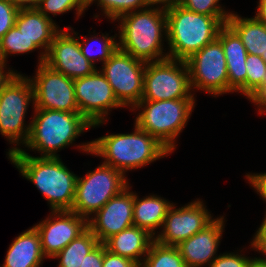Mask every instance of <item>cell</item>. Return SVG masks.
Here are the masks:
<instances>
[{
  "mask_svg": "<svg viewBox=\"0 0 266 267\" xmlns=\"http://www.w3.org/2000/svg\"><path fill=\"white\" fill-rule=\"evenodd\" d=\"M144 258L139 267H188L177 246L162 245L155 240Z\"/></svg>",
  "mask_w": 266,
  "mask_h": 267,
  "instance_id": "484cf974",
  "label": "cell"
},
{
  "mask_svg": "<svg viewBox=\"0 0 266 267\" xmlns=\"http://www.w3.org/2000/svg\"><path fill=\"white\" fill-rule=\"evenodd\" d=\"M252 260L242 255L226 253L216 256L209 267H249Z\"/></svg>",
  "mask_w": 266,
  "mask_h": 267,
  "instance_id": "836d02e7",
  "label": "cell"
},
{
  "mask_svg": "<svg viewBox=\"0 0 266 267\" xmlns=\"http://www.w3.org/2000/svg\"><path fill=\"white\" fill-rule=\"evenodd\" d=\"M259 21L266 24V0H259L257 14L255 16Z\"/></svg>",
  "mask_w": 266,
  "mask_h": 267,
  "instance_id": "b9f144b4",
  "label": "cell"
},
{
  "mask_svg": "<svg viewBox=\"0 0 266 267\" xmlns=\"http://www.w3.org/2000/svg\"><path fill=\"white\" fill-rule=\"evenodd\" d=\"M79 38L71 36L66 30L59 31L53 38L44 63L73 80L92 74L96 70L95 64L82 54Z\"/></svg>",
  "mask_w": 266,
  "mask_h": 267,
  "instance_id": "2e32d148",
  "label": "cell"
},
{
  "mask_svg": "<svg viewBox=\"0 0 266 267\" xmlns=\"http://www.w3.org/2000/svg\"><path fill=\"white\" fill-rule=\"evenodd\" d=\"M19 9L8 0H0V39L15 26Z\"/></svg>",
  "mask_w": 266,
  "mask_h": 267,
  "instance_id": "d6a6232c",
  "label": "cell"
},
{
  "mask_svg": "<svg viewBox=\"0 0 266 267\" xmlns=\"http://www.w3.org/2000/svg\"><path fill=\"white\" fill-rule=\"evenodd\" d=\"M88 0H41L37 9L47 18H51L49 13H65L76 7L77 15L81 16L88 7ZM49 12V13H48Z\"/></svg>",
  "mask_w": 266,
  "mask_h": 267,
  "instance_id": "f546056e",
  "label": "cell"
},
{
  "mask_svg": "<svg viewBox=\"0 0 266 267\" xmlns=\"http://www.w3.org/2000/svg\"><path fill=\"white\" fill-rule=\"evenodd\" d=\"M170 59L186 61L213 42L229 17H213L185 9L177 4L166 10Z\"/></svg>",
  "mask_w": 266,
  "mask_h": 267,
  "instance_id": "3957f363",
  "label": "cell"
},
{
  "mask_svg": "<svg viewBox=\"0 0 266 267\" xmlns=\"http://www.w3.org/2000/svg\"><path fill=\"white\" fill-rule=\"evenodd\" d=\"M194 101V98L140 101L133 109L144 107V110L136 117L135 124L172 152L175 139L191 115Z\"/></svg>",
  "mask_w": 266,
  "mask_h": 267,
  "instance_id": "8992f818",
  "label": "cell"
},
{
  "mask_svg": "<svg viewBox=\"0 0 266 267\" xmlns=\"http://www.w3.org/2000/svg\"><path fill=\"white\" fill-rule=\"evenodd\" d=\"M217 39L222 44L227 62L228 93L239 91L247 97L246 48L228 24L220 28Z\"/></svg>",
  "mask_w": 266,
  "mask_h": 267,
  "instance_id": "d6986e66",
  "label": "cell"
},
{
  "mask_svg": "<svg viewBox=\"0 0 266 267\" xmlns=\"http://www.w3.org/2000/svg\"><path fill=\"white\" fill-rule=\"evenodd\" d=\"M35 227L21 233L10 245L3 267H39L44 259Z\"/></svg>",
  "mask_w": 266,
  "mask_h": 267,
  "instance_id": "7402d4cb",
  "label": "cell"
},
{
  "mask_svg": "<svg viewBox=\"0 0 266 267\" xmlns=\"http://www.w3.org/2000/svg\"><path fill=\"white\" fill-rule=\"evenodd\" d=\"M223 219V217L214 219L204 229L177 245L188 267H201L205 263L210 265L216 258L214 255L224 228Z\"/></svg>",
  "mask_w": 266,
  "mask_h": 267,
  "instance_id": "ac0fdd59",
  "label": "cell"
},
{
  "mask_svg": "<svg viewBox=\"0 0 266 267\" xmlns=\"http://www.w3.org/2000/svg\"><path fill=\"white\" fill-rule=\"evenodd\" d=\"M31 99L34 102L31 81L18 73L0 92V132L14 144L28 140L31 123L25 127L24 116Z\"/></svg>",
  "mask_w": 266,
  "mask_h": 267,
  "instance_id": "9c48e42d",
  "label": "cell"
},
{
  "mask_svg": "<svg viewBox=\"0 0 266 267\" xmlns=\"http://www.w3.org/2000/svg\"><path fill=\"white\" fill-rule=\"evenodd\" d=\"M173 203L166 201L158 196H148L144 199H138L134 194L133 205V224L136 227L147 230L152 236L157 227L163 225L168 210Z\"/></svg>",
  "mask_w": 266,
  "mask_h": 267,
  "instance_id": "cb8c5ba5",
  "label": "cell"
},
{
  "mask_svg": "<svg viewBox=\"0 0 266 267\" xmlns=\"http://www.w3.org/2000/svg\"><path fill=\"white\" fill-rule=\"evenodd\" d=\"M37 48L34 42H30L20 30L14 26L0 39V59L6 62L9 53L23 54Z\"/></svg>",
  "mask_w": 266,
  "mask_h": 267,
  "instance_id": "83f0119b",
  "label": "cell"
},
{
  "mask_svg": "<svg viewBox=\"0 0 266 267\" xmlns=\"http://www.w3.org/2000/svg\"><path fill=\"white\" fill-rule=\"evenodd\" d=\"M124 174L112 166L102 164L86 177L77 178L73 206L70 211L86 220L99 211L112 197L128 186Z\"/></svg>",
  "mask_w": 266,
  "mask_h": 267,
  "instance_id": "52a82bcc",
  "label": "cell"
},
{
  "mask_svg": "<svg viewBox=\"0 0 266 267\" xmlns=\"http://www.w3.org/2000/svg\"><path fill=\"white\" fill-rule=\"evenodd\" d=\"M219 0H180V5L185 9L213 17H229L231 13L220 8Z\"/></svg>",
  "mask_w": 266,
  "mask_h": 267,
  "instance_id": "4dcf8cb0",
  "label": "cell"
},
{
  "mask_svg": "<svg viewBox=\"0 0 266 267\" xmlns=\"http://www.w3.org/2000/svg\"><path fill=\"white\" fill-rule=\"evenodd\" d=\"M15 26L38 48L45 50L40 56V62L45 61L54 36L59 32L51 18L45 17L38 9H19Z\"/></svg>",
  "mask_w": 266,
  "mask_h": 267,
  "instance_id": "ffe728a7",
  "label": "cell"
},
{
  "mask_svg": "<svg viewBox=\"0 0 266 267\" xmlns=\"http://www.w3.org/2000/svg\"><path fill=\"white\" fill-rule=\"evenodd\" d=\"M146 62L136 59L119 48L103 63L100 71L111 85L123 106L134 107L143 94Z\"/></svg>",
  "mask_w": 266,
  "mask_h": 267,
  "instance_id": "30bf717a",
  "label": "cell"
},
{
  "mask_svg": "<svg viewBox=\"0 0 266 267\" xmlns=\"http://www.w3.org/2000/svg\"><path fill=\"white\" fill-rule=\"evenodd\" d=\"M190 90L186 61L167 58L146 63L141 101L194 98Z\"/></svg>",
  "mask_w": 266,
  "mask_h": 267,
  "instance_id": "ba28073f",
  "label": "cell"
},
{
  "mask_svg": "<svg viewBox=\"0 0 266 267\" xmlns=\"http://www.w3.org/2000/svg\"><path fill=\"white\" fill-rule=\"evenodd\" d=\"M95 0H89L88 5ZM97 1V0H96ZM98 5L104 10V14L112 20L118 19L120 16L136 11L137 8L145 9L144 0H98ZM145 7V8H143Z\"/></svg>",
  "mask_w": 266,
  "mask_h": 267,
  "instance_id": "f1b7e54d",
  "label": "cell"
},
{
  "mask_svg": "<svg viewBox=\"0 0 266 267\" xmlns=\"http://www.w3.org/2000/svg\"><path fill=\"white\" fill-rule=\"evenodd\" d=\"M153 241L154 237L147 230L132 226L112 235L104 244L111 253L132 259L140 265L139 258L148 253Z\"/></svg>",
  "mask_w": 266,
  "mask_h": 267,
  "instance_id": "44dd1931",
  "label": "cell"
},
{
  "mask_svg": "<svg viewBox=\"0 0 266 267\" xmlns=\"http://www.w3.org/2000/svg\"><path fill=\"white\" fill-rule=\"evenodd\" d=\"M251 245L253 248L266 255V215L260 228L257 230Z\"/></svg>",
  "mask_w": 266,
  "mask_h": 267,
  "instance_id": "8d00e7d4",
  "label": "cell"
},
{
  "mask_svg": "<svg viewBox=\"0 0 266 267\" xmlns=\"http://www.w3.org/2000/svg\"><path fill=\"white\" fill-rule=\"evenodd\" d=\"M53 220L47 218L34 227L41 240L45 257L53 258L87 228V220L70 210L52 211Z\"/></svg>",
  "mask_w": 266,
  "mask_h": 267,
  "instance_id": "9a60e30c",
  "label": "cell"
},
{
  "mask_svg": "<svg viewBox=\"0 0 266 267\" xmlns=\"http://www.w3.org/2000/svg\"><path fill=\"white\" fill-rule=\"evenodd\" d=\"M145 2V5L147 7L149 6H153V5H157L158 3H162L164 4V6H162V9L163 10H168L170 9L171 7L177 5L180 3V0H144Z\"/></svg>",
  "mask_w": 266,
  "mask_h": 267,
  "instance_id": "60d3db41",
  "label": "cell"
},
{
  "mask_svg": "<svg viewBox=\"0 0 266 267\" xmlns=\"http://www.w3.org/2000/svg\"><path fill=\"white\" fill-rule=\"evenodd\" d=\"M10 161L49 201L52 211L71 210L77 178L59 157H33L21 148L9 150Z\"/></svg>",
  "mask_w": 266,
  "mask_h": 267,
  "instance_id": "6da1fadb",
  "label": "cell"
},
{
  "mask_svg": "<svg viewBox=\"0 0 266 267\" xmlns=\"http://www.w3.org/2000/svg\"><path fill=\"white\" fill-rule=\"evenodd\" d=\"M202 203L194 201L179 209L172 205L164 219L162 233L154 240L162 245L177 246L208 226L213 219Z\"/></svg>",
  "mask_w": 266,
  "mask_h": 267,
  "instance_id": "5bb4252c",
  "label": "cell"
},
{
  "mask_svg": "<svg viewBox=\"0 0 266 267\" xmlns=\"http://www.w3.org/2000/svg\"><path fill=\"white\" fill-rule=\"evenodd\" d=\"M249 267H266V260L264 258H254Z\"/></svg>",
  "mask_w": 266,
  "mask_h": 267,
  "instance_id": "ee69618b",
  "label": "cell"
},
{
  "mask_svg": "<svg viewBox=\"0 0 266 267\" xmlns=\"http://www.w3.org/2000/svg\"><path fill=\"white\" fill-rule=\"evenodd\" d=\"M190 86L213 95L228 92L227 62L221 42L216 38L186 60Z\"/></svg>",
  "mask_w": 266,
  "mask_h": 267,
  "instance_id": "8fae6325",
  "label": "cell"
},
{
  "mask_svg": "<svg viewBox=\"0 0 266 267\" xmlns=\"http://www.w3.org/2000/svg\"><path fill=\"white\" fill-rule=\"evenodd\" d=\"M35 112L25 146L42 152L41 157H58V149L69 146L92 127L80 113L49 109H35Z\"/></svg>",
  "mask_w": 266,
  "mask_h": 267,
  "instance_id": "5b68a950",
  "label": "cell"
},
{
  "mask_svg": "<svg viewBox=\"0 0 266 267\" xmlns=\"http://www.w3.org/2000/svg\"><path fill=\"white\" fill-rule=\"evenodd\" d=\"M18 9H37L41 0H8Z\"/></svg>",
  "mask_w": 266,
  "mask_h": 267,
  "instance_id": "f35d334b",
  "label": "cell"
},
{
  "mask_svg": "<svg viewBox=\"0 0 266 267\" xmlns=\"http://www.w3.org/2000/svg\"><path fill=\"white\" fill-rule=\"evenodd\" d=\"M129 186L118 195L112 197L99 211L96 217L87 220L88 229L100 243H104L112 235L120 233L133 224L134 193Z\"/></svg>",
  "mask_w": 266,
  "mask_h": 267,
  "instance_id": "e0dca14e",
  "label": "cell"
},
{
  "mask_svg": "<svg viewBox=\"0 0 266 267\" xmlns=\"http://www.w3.org/2000/svg\"><path fill=\"white\" fill-rule=\"evenodd\" d=\"M247 69V98L252 103L266 90V62L258 55L248 54Z\"/></svg>",
  "mask_w": 266,
  "mask_h": 267,
  "instance_id": "4316f807",
  "label": "cell"
},
{
  "mask_svg": "<svg viewBox=\"0 0 266 267\" xmlns=\"http://www.w3.org/2000/svg\"><path fill=\"white\" fill-rule=\"evenodd\" d=\"M253 103L259 105L258 107H260L259 108L260 114H262L263 111L266 112V90L263 91V93Z\"/></svg>",
  "mask_w": 266,
  "mask_h": 267,
  "instance_id": "7bdbcfd3",
  "label": "cell"
},
{
  "mask_svg": "<svg viewBox=\"0 0 266 267\" xmlns=\"http://www.w3.org/2000/svg\"><path fill=\"white\" fill-rule=\"evenodd\" d=\"M74 90L79 113L94 127L103 123L109 109L123 107L107 79L97 69L90 75L75 79Z\"/></svg>",
  "mask_w": 266,
  "mask_h": 267,
  "instance_id": "4fadbf2b",
  "label": "cell"
},
{
  "mask_svg": "<svg viewBox=\"0 0 266 267\" xmlns=\"http://www.w3.org/2000/svg\"><path fill=\"white\" fill-rule=\"evenodd\" d=\"M102 46L101 49H99L98 53H99V58H97L99 61H102L103 63H105L110 57L111 55L118 49V43H116V41L114 40V37H109L102 35ZM89 42H86V38L84 39L83 43L79 41V45L82 51V54L91 62L94 64L95 56H92V54L89 51V46L90 44H88ZM89 48V49H88Z\"/></svg>",
  "mask_w": 266,
  "mask_h": 267,
  "instance_id": "1f68e13d",
  "label": "cell"
},
{
  "mask_svg": "<svg viewBox=\"0 0 266 267\" xmlns=\"http://www.w3.org/2000/svg\"><path fill=\"white\" fill-rule=\"evenodd\" d=\"M246 178L250 181L253 188L259 192L260 196L266 201V173L247 174Z\"/></svg>",
  "mask_w": 266,
  "mask_h": 267,
  "instance_id": "74e56055",
  "label": "cell"
},
{
  "mask_svg": "<svg viewBox=\"0 0 266 267\" xmlns=\"http://www.w3.org/2000/svg\"><path fill=\"white\" fill-rule=\"evenodd\" d=\"M33 86L34 108L79 113L75 100L74 80L53 70L44 62L39 63Z\"/></svg>",
  "mask_w": 266,
  "mask_h": 267,
  "instance_id": "7c38bea8",
  "label": "cell"
},
{
  "mask_svg": "<svg viewBox=\"0 0 266 267\" xmlns=\"http://www.w3.org/2000/svg\"><path fill=\"white\" fill-rule=\"evenodd\" d=\"M134 126V133L106 135L79 148L105 158L104 164L112 166L123 174L127 170L142 167L170 153L155 137L136 124Z\"/></svg>",
  "mask_w": 266,
  "mask_h": 267,
  "instance_id": "7a4b0ae2",
  "label": "cell"
},
{
  "mask_svg": "<svg viewBox=\"0 0 266 267\" xmlns=\"http://www.w3.org/2000/svg\"><path fill=\"white\" fill-rule=\"evenodd\" d=\"M118 19L121 21L120 50L146 63L169 58L168 54H162V32L167 36L166 10L150 7L124 14Z\"/></svg>",
  "mask_w": 266,
  "mask_h": 267,
  "instance_id": "277c9868",
  "label": "cell"
},
{
  "mask_svg": "<svg viewBox=\"0 0 266 267\" xmlns=\"http://www.w3.org/2000/svg\"><path fill=\"white\" fill-rule=\"evenodd\" d=\"M227 24L240 37L246 52L260 56L266 62V24L254 18H242L231 13Z\"/></svg>",
  "mask_w": 266,
  "mask_h": 267,
  "instance_id": "603a6c76",
  "label": "cell"
},
{
  "mask_svg": "<svg viewBox=\"0 0 266 267\" xmlns=\"http://www.w3.org/2000/svg\"><path fill=\"white\" fill-rule=\"evenodd\" d=\"M99 243L96 236L87 228L53 258H60L58 267H80L85 256Z\"/></svg>",
  "mask_w": 266,
  "mask_h": 267,
  "instance_id": "d4e9b609",
  "label": "cell"
},
{
  "mask_svg": "<svg viewBox=\"0 0 266 267\" xmlns=\"http://www.w3.org/2000/svg\"><path fill=\"white\" fill-rule=\"evenodd\" d=\"M5 65V62L0 59V92L17 74L13 72V70H9L7 73H4L5 71H3V68L5 67Z\"/></svg>",
  "mask_w": 266,
  "mask_h": 267,
  "instance_id": "ab89813d",
  "label": "cell"
},
{
  "mask_svg": "<svg viewBox=\"0 0 266 267\" xmlns=\"http://www.w3.org/2000/svg\"><path fill=\"white\" fill-rule=\"evenodd\" d=\"M102 267H139L132 259L111 253L104 244Z\"/></svg>",
  "mask_w": 266,
  "mask_h": 267,
  "instance_id": "e575fe53",
  "label": "cell"
},
{
  "mask_svg": "<svg viewBox=\"0 0 266 267\" xmlns=\"http://www.w3.org/2000/svg\"><path fill=\"white\" fill-rule=\"evenodd\" d=\"M104 255V243H99L89 254L85 256L80 267H102Z\"/></svg>",
  "mask_w": 266,
  "mask_h": 267,
  "instance_id": "d590c367",
  "label": "cell"
}]
</instances>
